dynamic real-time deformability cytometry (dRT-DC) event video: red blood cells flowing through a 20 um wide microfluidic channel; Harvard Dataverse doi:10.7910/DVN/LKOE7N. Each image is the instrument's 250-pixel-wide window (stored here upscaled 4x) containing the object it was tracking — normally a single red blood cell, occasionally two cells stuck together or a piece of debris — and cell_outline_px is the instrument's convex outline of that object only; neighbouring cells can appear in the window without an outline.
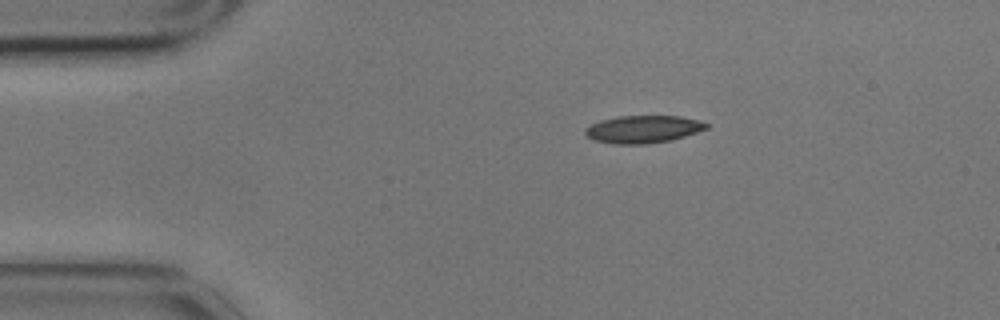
{"species": "common noctule bat (a hibernating species)", "species_latin": "Nyctalus noctula", "temperature_condition": "cold", "stored_images_in_passage": 4, "camera_frame_rate_fps": 3000, "um_per_image_px": 0.085, "animal": {"sex": "male", "body_mass_g": 17.9}, "frame": {"image": 1, "passage_image": 1, "time_ms": 0.0, "image_size_px": [1000, 320], "cell_outline_px": [[708, 128], [672, 140], [644, 144], [612, 144], [592, 140], [584, 136], [584, 128], [600, 120], [620, 116], [680, 116], [700, 120], [708, 124]], "centroid_in_image_um": [54.61, 10.99], "position_along_channel_um": 30.4, "area_um2": 19.59}}
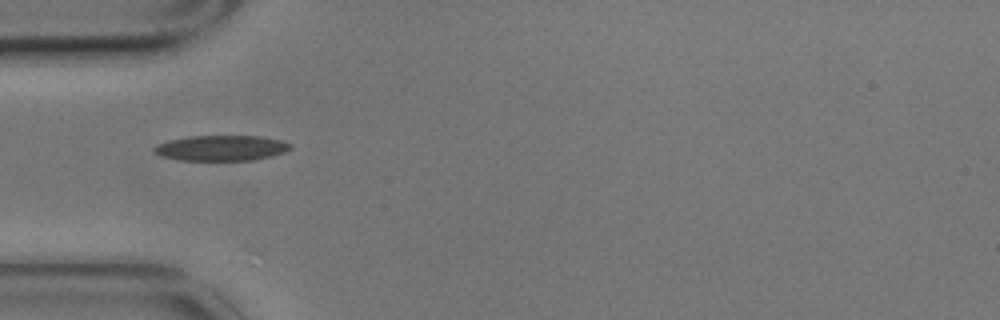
{"frame": {"image": 2, "passage_image": 2, "time_ms": 0.333, "image_size_px": [1000, 320], "cell_outline_px": [[292, 148], [284, 152], [272, 156], [252, 160], [180, 160], [160, 156], [152, 152], [152, 148], [156, 144], [168, 140], [188, 136], [260, 136], [280, 140], [292, 144]], "centroid_in_image_um": [18.77, 12.58], "position_along_channel_um": 66.2, "area_um2": 20.35}}